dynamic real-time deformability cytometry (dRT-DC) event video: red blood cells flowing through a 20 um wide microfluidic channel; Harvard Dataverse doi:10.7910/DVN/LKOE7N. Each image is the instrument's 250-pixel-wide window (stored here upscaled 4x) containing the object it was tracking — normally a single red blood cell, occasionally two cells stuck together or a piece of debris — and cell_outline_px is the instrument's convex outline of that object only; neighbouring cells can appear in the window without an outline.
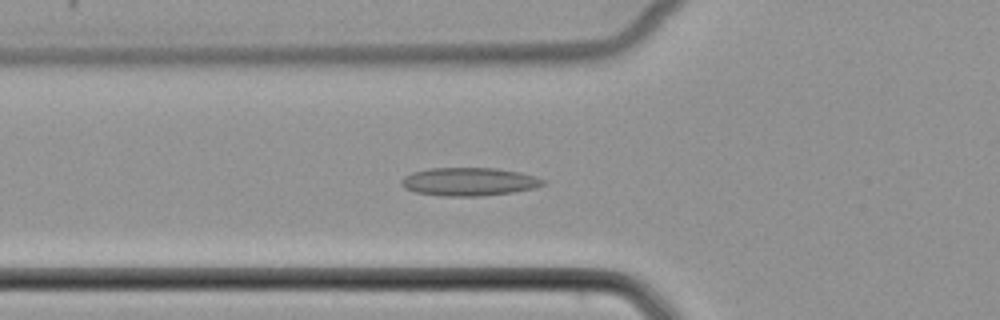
{"species": "common noctule bat (a hibernating species)", "species_latin": "Nyctalus noctula", "temperature_condition": "cold", "stored_images_in_passage": 35, "camera_frame_rate_fps": 3000, "um_per_image_px": 0.085, "animal": {"sex": "female", "body_mass_g": 22.7, "forearm_length_mm": 54.2}, "frame": {"image": 1, "passage_image": 2, "time_ms": 0.333, "image_size_px": [1000, 320], "cell_outline_px": [[548, 184], [536, 188], [512, 192], [480, 196], [444, 196], [416, 192], [404, 188], [400, 184], [400, 180], [404, 176], [412, 172], [428, 168], [496, 168], [520, 172], [536, 176], [544, 180]], "centroid_in_image_um": [39.88, 15.44], "position_along_channel_um": 85.9, "area_um2": 23.47}}
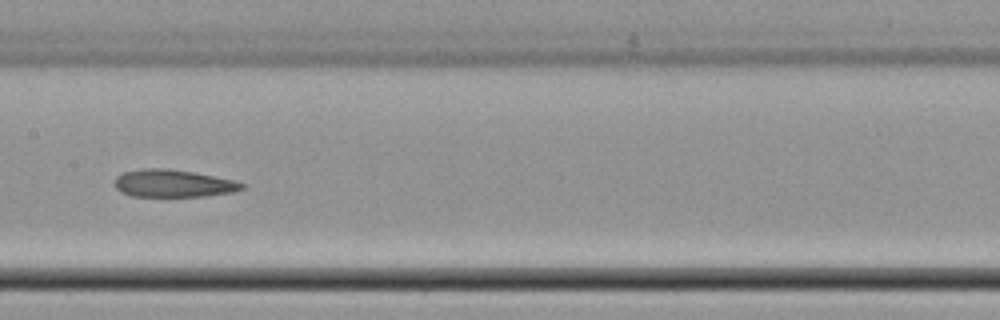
{"frame": {"image": 2, "passage_image": 10, "time_ms": 3.0, "image_size_px": [1000, 320], "cell_outline_px": [[244, 188], [232, 192], [204, 196], [132, 196], [120, 192], [116, 188], [116, 176], [124, 172], [144, 168], [168, 168], [192, 172], [236, 180], [244, 184]], "centroid_in_image_um": [14.72, 15.58], "position_along_channel_um": 192.7, "area_um2": 20.29}}
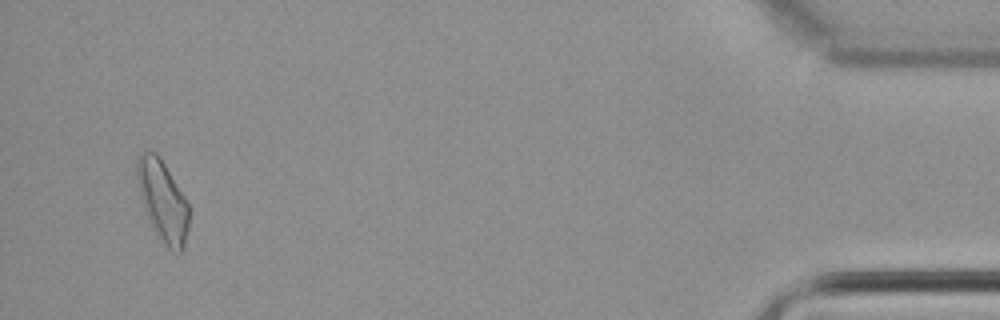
{"frame": {"image": 3, "passage_image": 33, "time_ms": 10.667, "image_size_px": [1000, 320], "cell_outline_px": [[188, 232], [184, 248], [180, 252], [168, 248], [156, 236], [144, 212], [136, 180], [136, 160], [140, 152], [156, 152], [164, 164], [184, 196], [188, 204]], "centroid_in_image_um": [13.79, 17.09], "position_along_channel_um": 421.4, "area_um2": 24.57}}